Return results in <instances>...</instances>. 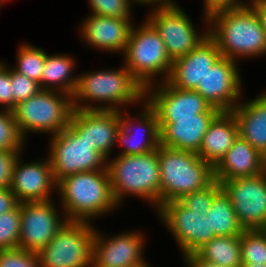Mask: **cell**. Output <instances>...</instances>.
I'll use <instances>...</instances> for the list:
<instances>
[{
	"instance_id": "obj_33",
	"label": "cell",
	"mask_w": 266,
	"mask_h": 267,
	"mask_svg": "<svg viewBox=\"0 0 266 267\" xmlns=\"http://www.w3.org/2000/svg\"><path fill=\"white\" fill-rule=\"evenodd\" d=\"M221 184L214 181L208 187L184 195L179 201L191 211L206 214L209 211L213 198L221 191Z\"/></svg>"
},
{
	"instance_id": "obj_39",
	"label": "cell",
	"mask_w": 266,
	"mask_h": 267,
	"mask_svg": "<svg viewBox=\"0 0 266 267\" xmlns=\"http://www.w3.org/2000/svg\"><path fill=\"white\" fill-rule=\"evenodd\" d=\"M241 3L238 0H205L206 21L209 22L208 17L217 11L248 6Z\"/></svg>"
},
{
	"instance_id": "obj_12",
	"label": "cell",
	"mask_w": 266,
	"mask_h": 267,
	"mask_svg": "<svg viewBox=\"0 0 266 267\" xmlns=\"http://www.w3.org/2000/svg\"><path fill=\"white\" fill-rule=\"evenodd\" d=\"M158 210L163 222L175 236L184 256L195 253L215 237L206 214L193 212L179 200L162 204Z\"/></svg>"
},
{
	"instance_id": "obj_28",
	"label": "cell",
	"mask_w": 266,
	"mask_h": 267,
	"mask_svg": "<svg viewBox=\"0 0 266 267\" xmlns=\"http://www.w3.org/2000/svg\"><path fill=\"white\" fill-rule=\"evenodd\" d=\"M210 230L215 236H236L244 232L229 197L221 190L214 198L206 213Z\"/></svg>"
},
{
	"instance_id": "obj_38",
	"label": "cell",
	"mask_w": 266,
	"mask_h": 267,
	"mask_svg": "<svg viewBox=\"0 0 266 267\" xmlns=\"http://www.w3.org/2000/svg\"><path fill=\"white\" fill-rule=\"evenodd\" d=\"M19 152H10L0 149V188H9L13 165Z\"/></svg>"
},
{
	"instance_id": "obj_11",
	"label": "cell",
	"mask_w": 266,
	"mask_h": 267,
	"mask_svg": "<svg viewBox=\"0 0 266 267\" xmlns=\"http://www.w3.org/2000/svg\"><path fill=\"white\" fill-rule=\"evenodd\" d=\"M147 20L163 40L172 62L187 55L209 35H197L191 20L178 6H158Z\"/></svg>"
},
{
	"instance_id": "obj_16",
	"label": "cell",
	"mask_w": 266,
	"mask_h": 267,
	"mask_svg": "<svg viewBox=\"0 0 266 267\" xmlns=\"http://www.w3.org/2000/svg\"><path fill=\"white\" fill-rule=\"evenodd\" d=\"M69 125L79 138L86 139L93 148L108 157L121 126L120 111L74 109Z\"/></svg>"
},
{
	"instance_id": "obj_3",
	"label": "cell",
	"mask_w": 266,
	"mask_h": 267,
	"mask_svg": "<svg viewBox=\"0 0 266 267\" xmlns=\"http://www.w3.org/2000/svg\"><path fill=\"white\" fill-rule=\"evenodd\" d=\"M67 221L89 222L117 205L111 191L108 170L68 175L57 182Z\"/></svg>"
},
{
	"instance_id": "obj_18",
	"label": "cell",
	"mask_w": 266,
	"mask_h": 267,
	"mask_svg": "<svg viewBox=\"0 0 266 267\" xmlns=\"http://www.w3.org/2000/svg\"><path fill=\"white\" fill-rule=\"evenodd\" d=\"M17 157L13 169L9 189L16 196L19 203L50 200L52 185L57 182L49 161L20 165ZM20 165V166H19Z\"/></svg>"
},
{
	"instance_id": "obj_4",
	"label": "cell",
	"mask_w": 266,
	"mask_h": 267,
	"mask_svg": "<svg viewBox=\"0 0 266 267\" xmlns=\"http://www.w3.org/2000/svg\"><path fill=\"white\" fill-rule=\"evenodd\" d=\"M111 191L118 204L131 193L160 207V164L157 149L145 154L119 155L107 163Z\"/></svg>"
},
{
	"instance_id": "obj_2",
	"label": "cell",
	"mask_w": 266,
	"mask_h": 267,
	"mask_svg": "<svg viewBox=\"0 0 266 267\" xmlns=\"http://www.w3.org/2000/svg\"><path fill=\"white\" fill-rule=\"evenodd\" d=\"M160 206L200 191L214 181V167L196 153L159 145Z\"/></svg>"
},
{
	"instance_id": "obj_37",
	"label": "cell",
	"mask_w": 266,
	"mask_h": 267,
	"mask_svg": "<svg viewBox=\"0 0 266 267\" xmlns=\"http://www.w3.org/2000/svg\"><path fill=\"white\" fill-rule=\"evenodd\" d=\"M0 104H5L6 110L12 111L15 108V101L12 93L11 70L4 64L0 66Z\"/></svg>"
},
{
	"instance_id": "obj_43",
	"label": "cell",
	"mask_w": 266,
	"mask_h": 267,
	"mask_svg": "<svg viewBox=\"0 0 266 267\" xmlns=\"http://www.w3.org/2000/svg\"><path fill=\"white\" fill-rule=\"evenodd\" d=\"M136 2H140L142 4H151V3H155V2H159V7H165V6H176V4L172 3L171 0H135ZM162 1V3H161Z\"/></svg>"
},
{
	"instance_id": "obj_9",
	"label": "cell",
	"mask_w": 266,
	"mask_h": 267,
	"mask_svg": "<svg viewBox=\"0 0 266 267\" xmlns=\"http://www.w3.org/2000/svg\"><path fill=\"white\" fill-rule=\"evenodd\" d=\"M51 140L48 158L56 182L71 174L107 169V157L86 139L79 138L70 125Z\"/></svg>"
},
{
	"instance_id": "obj_42",
	"label": "cell",
	"mask_w": 266,
	"mask_h": 267,
	"mask_svg": "<svg viewBox=\"0 0 266 267\" xmlns=\"http://www.w3.org/2000/svg\"><path fill=\"white\" fill-rule=\"evenodd\" d=\"M256 11L266 34V0H253L250 4Z\"/></svg>"
},
{
	"instance_id": "obj_5",
	"label": "cell",
	"mask_w": 266,
	"mask_h": 267,
	"mask_svg": "<svg viewBox=\"0 0 266 267\" xmlns=\"http://www.w3.org/2000/svg\"><path fill=\"white\" fill-rule=\"evenodd\" d=\"M146 98L145 87L126 67L114 71H100L78 76L76 91L72 96L73 108L76 110H110L120 111L117 104L136 102ZM91 99L110 102V106H81L77 100ZM116 104V106H115ZM113 105V106H112Z\"/></svg>"
},
{
	"instance_id": "obj_10",
	"label": "cell",
	"mask_w": 266,
	"mask_h": 267,
	"mask_svg": "<svg viewBox=\"0 0 266 267\" xmlns=\"http://www.w3.org/2000/svg\"><path fill=\"white\" fill-rule=\"evenodd\" d=\"M220 184L245 230L266 227V171L251 177L229 179Z\"/></svg>"
},
{
	"instance_id": "obj_22",
	"label": "cell",
	"mask_w": 266,
	"mask_h": 267,
	"mask_svg": "<svg viewBox=\"0 0 266 267\" xmlns=\"http://www.w3.org/2000/svg\"><path fill=\"white\" fill-rule=\"evenodd\" d=\"M132 28L129 19L92 14L81 31L85 40L95 48L125 52Z\"/></svg>"
},
{
	"instance_id": "obj_25",
	"label": "cell",
	"mask_w": 266,
	"mask_h": 267,
	"mask_svg": "<svg viewBox=\"0 0 266 267\" xmlns=\"http://www.w3.org/2000/svg\"><path fill=\"white\" fill-rule=\"evenodd\" d=\"M146 107V108H145ZM145 113L141 118L142 121L139 119L140 127L144 129V133L147 136V139L144 141L136 140L134 137L135 131L132 130V123H130V119L132 118L128 116L122 115L120 112L121 118V126L117 133V141L121 142L123 145H126L123 152L120 155H138V154H145L156 150L160 145V135H159V126H158V118L155 111L148 105L144 106ZM148 134V135H147ZM136 140V141H135Z\"/></svg>"
},
{
	"instance_id": "obj_36",
	"label": "cell",
	"mask_w": 266,
	"mask_h": 267,
	"mask_svg": "<svg viewBox=\"0 0 266 267\" xmlns=\"http://www.w3.org/2000/svg\"><path fill=\"white\" fill-rule=\"evenodd\" d=\"M12 93L16 104L29 99L41 90L39 83L13 69L11 70Z\"/></svg>"
},
{
	"instance_id": "obj_29",
	"label": "cell",
	"mask_w": 266,
	"mask_h": 267,
	"mask_svg": "<svg viewBox=\"0 0 266 267\" xmlns=\"http://www.w3.org/2000/svg\"><path fill=\"white\" fill-rule=\"evenodd\" d=\"M19 49L17 56L18 65L13 70L27 76L40 85L46 53L41 48L32 45H22Z\"/></svg>"
},
{
	"instance_id": "obj_13",
	"label": "cell",
	"mask_w": 266,
	"mask_h": 267,
	"mask_svg": "<svg viewBox=\"0 0 266 267\" xmlns=\"http://www.w3.org/2000/svg\"><path fill=\"white\" fill-rule=\"evenodd\" d=\"M160 87L152 94H146L147 99L151 96L146 103L155 111L158 123H175V119L198 118V114L221 112L194 90L175 88L166 80Z\"/></svg>"
},
{
	"instance_id": "obj_15",
	"label": "cell",
	"mask_w": 266,
	"mask_h": 267,
	"mask_svg": "<svg viewBox=\"0 0 266 267\" xmlns=\"http://www.w3.org/2000/svg\"><path fill=\"white\" fill-rule=\"evenodd\" d=\"M235 63L221 56L194 90L220 111H232L238 104L234 102L239 98L241 81Z\"/></svg>"
},
{
	"instance_id": "obj_26",
	"label": "cell",
	"mask_w": 266,
	"mask_h": 267,
	"mask_svg": "<svg viewBox=\"0 0 266 267\" xmlns=\"http://www.w3.org/2000/svg\"><path fill=\"white\" fill-rule=\"evenodd\" d=\"M195 253L221 267H241V235L215 236Z\"/></svg>"
},
{
	"instance_id": "obj_40",
	"label": "cell",
	"mask_w": 266,
	"mask_h": 267,
	"mask_svg": "<svg viewBox=\"0 0 266 267\" xmlns=\"http://www.w3.org/2000/svg\"><path fill=\"white\" fill-rule=\"evenodd\" d=\"M18 204L16 196L9 188H0V215L14 209Z\"/></svg>"
},
{
	"instance_id": "obj_21",
	"label": "cell",
	"mask_w": 266,
	"mask_h": 267,
	"mask_svg": "<svg viewBox=\"0 0 266 267\" xmlns=\"http://www.w3.org/2000/svg\"><path fill=\"white\" fill-rule=\"evenodd\" d=\"M219 113H202L198 118L175 119V123H158L160 145L198 153L210 123Z\"/></svg>"
},
{
	"instance_id": "obj_34",
	"label": "cell",
	"mask_w": 266,
	"mask_h": 267,
	"mask_svg": "<svg viewBox=\"0 0 266 267\" xmlns=\"http://www.w3.org/2000/svg\"><path fill=\"white\" fill-rule=\"evenodd\" d=\"M0 267H41L35 252L22 248L0 250Z\"/></svg>"
},
{
	"instance_id": "obj_7",
	"label": "cell",
	"mask_w": 266,
	"mask_h": 267,
	"mask_svg": "<svg viewBox=\"0 0 266 267\" xmlns=\"http://www.w3.org/2000/svg\"><path fill=\"white\" fill-rule=\"evenodd\" d=\"M124 53L126 68L145 87L146 93L151 92L150 82L155 74L165 72L167 81L172 61L163 40L148 21L138 29L132 28Z\"/></svg>"
},
{
	"instance_id": "obj_17",
	"label": "cell",
	"mask_w": 266,
	"mask_h": 267,
	"mask_svg": "<svg viewBox=\"0 0 266 267\" xmlns=\"http://www.w3.org/2000/svg\"><path fill=\"white\" fill-rule=\"evenodd\" d=\"M221 56L216 42L208 35L187 55L172 62L167 82L178 89L195 90L199 81Z\"/></svg>"
},
{
	"instance_id": "obj_20",
	"label": "cell",
	"mask_w": 266,
	"mask_h": 267,
	"mask_svg": "<svg viewBox=\"0 0 266 267\" xmlns=\"http://www.w3.org/2000/svg\"><path fill=\"white\" fill-rule=\"evenodd\" d=\"M265 171V156L238 136L214 167V178L221 183L229 179L255 176Z\"/></svg>"
},
{
	"instance_id": "obj_8",
	"label": "cell",
	"mask_w": 266,
	"mask_h": 267,
	"mask_svg": "<svg viewBox=\"0 0 266 267\" xmlns=\"http://www.w3.org/2000/svg\"><path fill=\"white\" fill-rule=\"evenodd\" d=\"M88 222L67 221L37 252L41 267L92 266L95 230Z\"/></svg>"
},
{
	"instance_id": "obj_14",
	"label": "cell",
	"mask_w": 266,
	"mask_h": 267,
	"mask_svg": "<svg viewBox=\"0 0 266 267\" xmlns=\"http://www.w3.org/2000/svg\"><path fill=\"white\" fill-rule=\"evenodd\" d=\"M51 200L23 202L19 248L37 253L44 248L67 222L59 220Z\"/></svg>"
},
{
	"instance_id": "obj_35",
	"label": "cell",
	"mask_w": 266,
	"mask_h": 267,
	"mask_svg": "<svg viewBox=\"0 0 266 267\" xmlns=\"http://www.w3.org/2000/svg\"><path fill=\"white\" fill-rule=\"evenodd\" d=\"M89 3L94 15L129 19L131 0H89Z\"/></svg>"
},
{
	"instance_id": "obj_30",
	"label": "cell",
	"mask_w": 266,
	"mask_h": 267,
	"mask_svg": "<svg viewBox=\"0 0 266 267\" xmlns=\"http://www.w3.org/2000/svg\"><path fill=\"white\" fill-rule=\"evenodd\" d=\"M241 261L266 264V233L262 229L244 230L241 234Z\"/></svg>"
},
{
	"instance_id": "obj_23",
	"label": "cell",
	"mask_w": 266,
	"mask_h": 267,
	"mask_svg": "<svg viewBox=\"0 0 266 267\" xmlns=\"http://www.w3.org/2000/svg\"><path fill=\"white\" fill-rule=\"evenodd\" d=\"M238 136V124L233 113L221 111L210 123L197 155L215 167Z\"/></svg>"
},
{
	"instance_id": "obj_44",
	"label": "cell",
	"mask_w": 266,
	"mask_h": 267,
	"mask_svg": "<svg viewBox=\"0 0 266 267\" xmlns=\"http://www.w3.org/2000/svg\"><path fill=\"white\" fill-rule=\"evenodd\" d=\"M241 267H266V264H249V263H242Z\"/></svg>"
},
{
	"instance_id": "obj_27",
	"label": "cell",
	"mask_w": 266,
	"mask_h": 267,
	"mask_svg": "<svg viewBox=\"0 0 266 267\" xmlns=\"http://www.w3.org/2000/svg\"><path fill=\"white\" fill-rule=\"evenodd\" d=\"M74 66V62L70 57L64 55L60 56L59 54H57V56H49L46 54L45 65L42 70L40 81L41 89L48 90L51 88V85H57L58 87H54V89L73 96L78 84V77L74 79L72 77L71 79L69 76Z\"/></svg>"
},
{
	"instance_id": "obj_1",
	"label": "cell",
	"mask_w": 266,
	"mask_h": 267,
	"mask_svg": "<svg viewBox=\"0 0 266 267\" xmlns=\"http://www.w3.org/2000/svg\"><path fill=\"white\" fill-rule=\"evenodd\" d=\"M208 18L210 25L215 23L209 36L222 57L236 60L266 53V34L252 6L217 11Z\"/></svg>"
},
{
	"instance_id": "obj_45",
	"label": "cell",
	"mask_w": 266,
	"mask_h": 267,
	"mask_svg": "<svg viewBox=\"0 0 266 267\" xmlns=\"http://www.w3.org/2000/svg\"><path fill=\"white\" fill-rule=\"evenodd\" d=\"M128 267H149L146 262H144L143 260L139 263H136V264H133V265H130Z\"/></svg>"
},
{
	"instance_id": "obj_32",
	"label": "cell",
	"mask_w": 266,
	"mask_h": 267,
	"mask_svg": "<svg viewBox=\"0 0 266 267\" xmlns=\"http://www.w3.org/2000/svg\"><path fill=\"white\" fill-rule=\"evenodd\" d=\"M24 139L19 133L12 111L0 113V149L10 152H20Z\"/></svg>"
},
{
	"instance_id": "obj_6",
	"label": "cell",
	"mask_w": 266,
	"mask_h": 267,
	"mask_svg": "<svg viewBox=\"0 0 266 267\" xmlns=\"http://www.w3.org/2000/svg\"><path fill=\"white\" fill-rule=\"evenodd\" d=\"M57 93L53 88L41 89L16 104L12 112L23 139L26 131H49L55 135L69 126L74 111L72 96L64 92L59 96Z\"/></svg>"
},
{
	"instance_id": "obj_19",
	"label": "cell",
	"mask_w": 266,
	"mask_h": 267,
	"mask_svg": "<svg viewBox=\"0 0 266 267\" xmlns=\"http://www.w3.org/2000/svg\"><path fill=\"white\" fill-rule=\"evenodd\" d=\"M142 238L141 234L129 232L104 241L95 230L92 267H128L141 262Z\"/></svg>"
},
{
	"instance_id": "obj_41",
	"label": "cell",
	"mask_w": 266,
	"mask_h": 267,
	"mask_svg": "<svg viewBox=\"0 0 266 267\" xmlns=\"http://www.w3.org/2000/svg\"><path fill=\"white\" fill-rule=\"evenodd\" d=\"M185 260L189 267H221L217 264L201 259L196 253L185 255Z\"/></svg>"
},
{
	"instance_id": "obj_24",
	"label": "cell",
	"mask_w": 266,
	"mask_h": 267,
	"mask_svg": "<svg viewBox=\"0 0 266 267\" xmlns=\"http://www.w3.org/2000/svg\"><path fill=\"white\" fill-rule=\"evenodd\" d=\"M238 124V134L255 149L266 155V93L231 111Z\"/></svg>"
},
{
	"instance_id": "obj_31",
	"label": "cell",
	"mask_w": 266,
	"mask_h": 267,
	"mask_svg": "<svg viewBox=\"0 0 266 267\" xmlns=\"http://www.w3.org/2000/svg\"><path fill=\"white\" fill-rule=\"evenodd\" d=\"M21 230L20 203L12 210L0 215V250L19 247Z\"/></svg>"
}]
</instances>
